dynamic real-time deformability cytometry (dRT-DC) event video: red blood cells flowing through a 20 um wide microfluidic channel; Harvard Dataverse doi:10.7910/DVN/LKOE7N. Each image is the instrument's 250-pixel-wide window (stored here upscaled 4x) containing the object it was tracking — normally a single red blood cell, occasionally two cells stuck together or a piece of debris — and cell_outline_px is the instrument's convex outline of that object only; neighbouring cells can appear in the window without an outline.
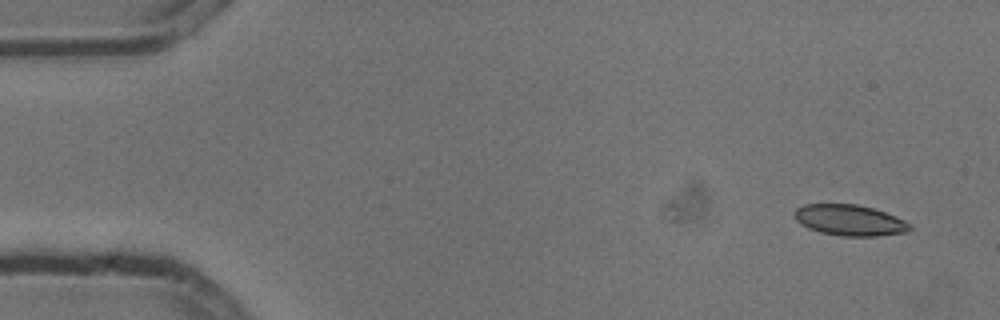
{"species": "common noctule bat (a hibernating species)", "species_latin": "Nyctalus noctula", "temperature_condition": "cold", "stored_images_in_passage": 8, "camera_frame_rate_fps": 3000, "um_per_image_px": 0.085, "animal": {"sex": "male", "body_mass_g": 13.3}, "frame": {"image": 1, "passage_image": 1, "time_ms": 0.0, "image_size_px": [1000, 320], "cell_outline_px": [[912, 228], [908, 232], [876, 236], [840, 236], [820, 232], [808, 228], [800, 224], [796, 220], [792, 212], [796, 208], [804, 204], [856, 204], [872, 208], [896, 216], [912, 224]], "centroid_in_image_um": [72.21, 18.72], "position_along_channel_um": 12.8, "area_um2": 20.98}}
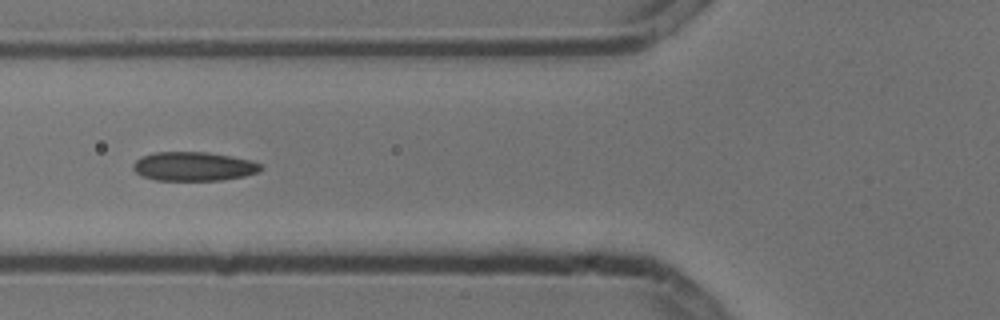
{"frame": {"image": 2, "passage_image": 6, "time_ms": 1.667, "image_size_px": [1000, 320], "cell_outline_px": [[264, 168], [260, 172], [244, 176], [220, 180], [156, 180], [144, 176], [136, 172], [132, 168], [132, 164], [140, 156], [152, 152], [208, 152], [232, 156], [252, 160], [260, 164]], "centroid_in_image_um": [16.47, 14.13], "position_along_channel_um": 109.3, "area_um2": 21.73}}
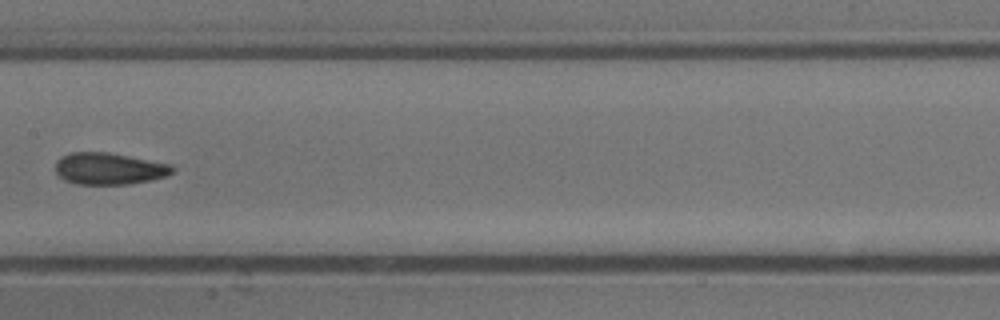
{"frame": {"image": 3, "passage_image": 8, "time_ms": 2.333, "image_size_px": [1000, 320], "cell_outline_px": [[172, 172], [164, 176], [148, 180], [128, 184], [76, 184], [64, 180], [56, 172], [56, 160], [60, 156], [72, 152], [108, 152], [172, 164]], "centroid_in_image_um": [9.22, 14.32], "position_along_channel_um": 198.2, "area_um2": 21.5}}